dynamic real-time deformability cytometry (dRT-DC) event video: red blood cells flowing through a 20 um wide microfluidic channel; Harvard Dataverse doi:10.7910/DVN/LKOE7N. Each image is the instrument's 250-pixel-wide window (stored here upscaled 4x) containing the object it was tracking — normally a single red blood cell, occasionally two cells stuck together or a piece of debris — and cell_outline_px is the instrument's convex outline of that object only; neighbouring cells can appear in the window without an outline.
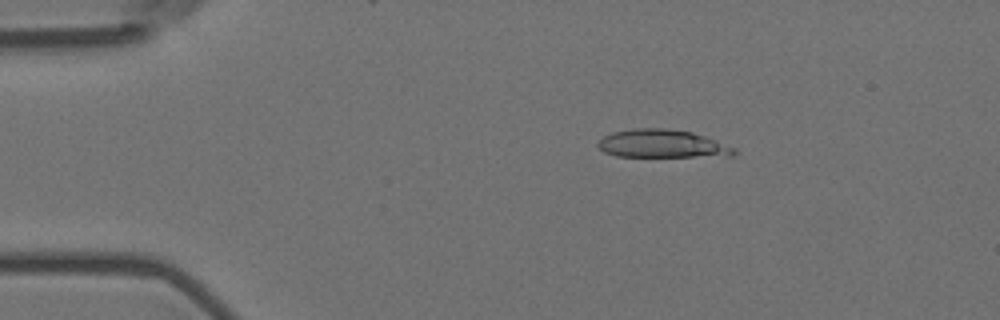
{"species": "Egyptian fruit bat (a non-hibernating species)", "species_latin": "Rousettus aegyptiacus", "temperature_condition": "room temperature", "stored_images_in_passage": 12, "camera_frame_rate_fps": 3000, "um_per_image_px": 0.085, "animal": {"sex": "female"}, "frame": {"image": 1, "passage_image": 10, "time_ms": 3.0, "image_size_px": [1000, 320], "cell_outline_px": [[736, 152], [732, 156], [616, 156], [604, 152], [596, 144], [604, 136], [612, 132], [636, 128], [668, 128], [692, 132], [716, 140], [736, 148]], "centroid_in_image_um": [56.29, 12.21], "position_along_channel_um": 28.7, "area_um2": 22.2}}